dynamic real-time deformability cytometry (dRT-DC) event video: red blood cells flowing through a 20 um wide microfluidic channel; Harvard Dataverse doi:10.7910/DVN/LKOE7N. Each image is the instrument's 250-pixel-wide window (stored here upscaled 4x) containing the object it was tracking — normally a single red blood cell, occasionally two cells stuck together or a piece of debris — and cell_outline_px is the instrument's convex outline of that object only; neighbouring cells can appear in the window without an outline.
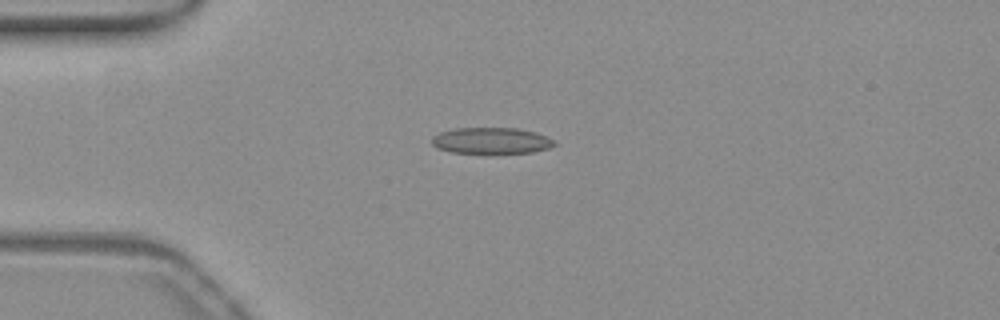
{"species": "common noctule bat (a hibernating species)", "species_latin": "Nyctalus noctula", "temperature_condition": "warm", "stored_images_in_passage": 41, "camera_frame_rate_fps": 3000, "um_per_image_px": 0.085, "animal": {"sex": "female", "body_mass_g": 19.3, "forearm_length_mm": 54.1}, "frame": {"image": 1, "passage_image": 1, "time_ms": 0.0, "image_size_px": [1000, 320], "cell_outline_px": [[556, 144], [548, 148], [532, 152], [452, 152], [436, 148], [432, 144], [432, 136], [440, 132], [456, 128], [516, 128], [532, 132], [556, 140]], "centroid_in_image_um": [41.73, 11.94], "position_along_channel_um": 43.3, "area_um2": 18.32}}
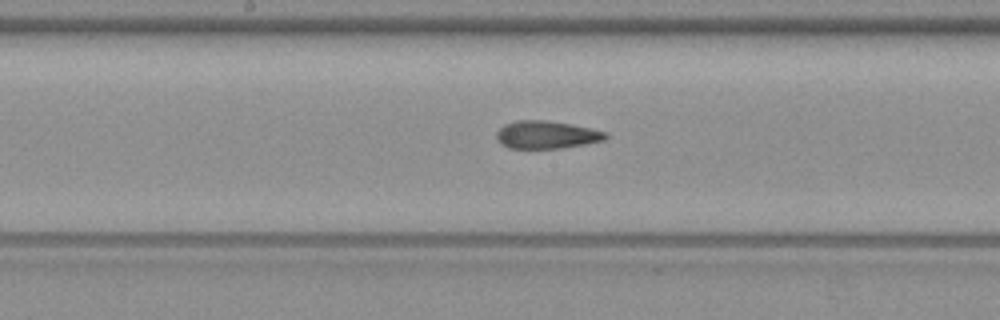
{"frame": {"image": 2, "passage_image": 15, "time_ms": 4.667, "image_size_px": [1000, 320], "cell_outline_px": [[608, 136], [604, 140], [564, 148], [508, 148], [500, 144], [496, 140], [496, 132], [504, 124], [516, 120], [548, 120], [608, 132]], "centroid_in_image_um": [46.41, 11.46], "position_along_channel_um": 201.8, "area_um2": 17.69}}
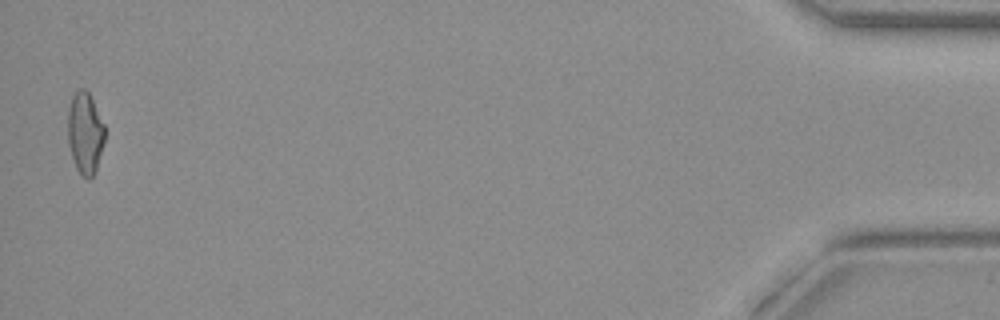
{"frame": {"image": 3, "passage_image": 40, "time_ms": 13.0, "image_size_px": [1000, 320], "cell_outline_px": [[104, 144], [96, 172], [88, 180], [76, 168], [72, 156], [68, 140], [68, 108], [72, 96], [80, 88], [84, 88], [88, 92], [104, 124]], "centroid_in_image_um": [7.24, 11.32], "position_along_channel_um": 428.0, "area_um2": 17.46}, "authors_computed_cell_mechanics": {"area_um2": 17.5712, "velocity_mm_per_s": 3.8755, "shape_relaxation_time_tau1_ms": 7.6016, "shape_relaxation_time_tau2_ms": 1.2892, "deformation_change_tau1": 0.2019, "deformation_change_tau2": 0.0935}}